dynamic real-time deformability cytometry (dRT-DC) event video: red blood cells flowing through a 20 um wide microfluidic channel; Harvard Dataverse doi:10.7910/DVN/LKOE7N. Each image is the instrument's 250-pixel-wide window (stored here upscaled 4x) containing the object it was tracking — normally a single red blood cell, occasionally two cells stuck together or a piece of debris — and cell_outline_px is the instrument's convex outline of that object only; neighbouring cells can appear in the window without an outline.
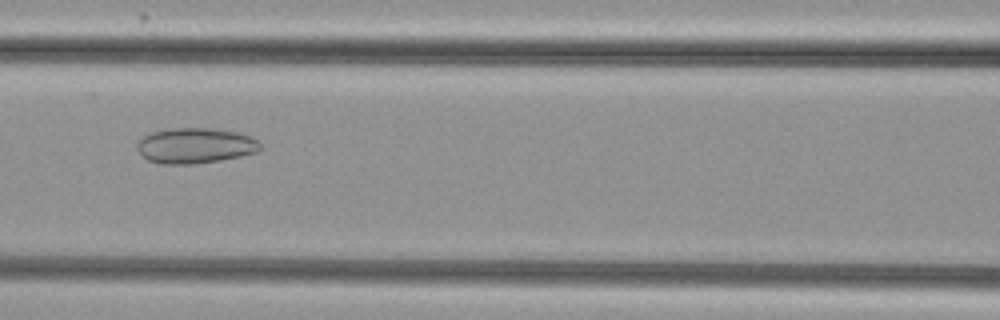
{"species": "common noctule bat (a hibernating species)", "species_latin": "Nyctalus noctula", "temperature_condition": "cold", "stored_images_in_passage": 38, "camera_frame_rate_fps": 3000, "um_per_image_px": 0.085, "animal": {"sex": "female", "body_mass_g": 29.2, "forearm_length_mm": 56.3}, "frame": {"image": 1, "passage_image": 8, "time_ms": 2.333, "image_size_px": [1000, 320], "cell_outline_px": [[260, 148], [256, 152], [240, 156], [220, 160], [192, 164], [164, 164], [148, 160], [136, 148], [136, 144], [144, 136], [152, 132], [168, 128], [208, 128], [236, 132], [252, 136], [260, 144]], "centroid_in_image_um": [16.58, 12.37], "position_along_channel_um": 150.0, "area_um2": 25.26}}
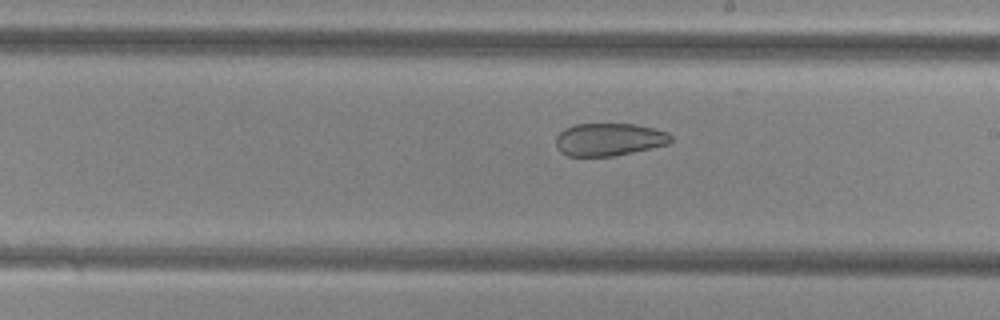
{"frame": {"image": 2, "passage_image": 15, "time_ms": 4.667, "image_size_px": [1000, 320], "cell_outline_px": [[672, 140], [668, 144], [632, 152], [612, 156], [568, 156], [560, 152], [556, 148], [556, 136], [564, 128], [576, 124], [636, 124], [668, 132], [672, 136]], "centroid_in_image_um": [51.75, 11.85], "position_along_channel_um": 237.3, "area_um2": 21.91}}
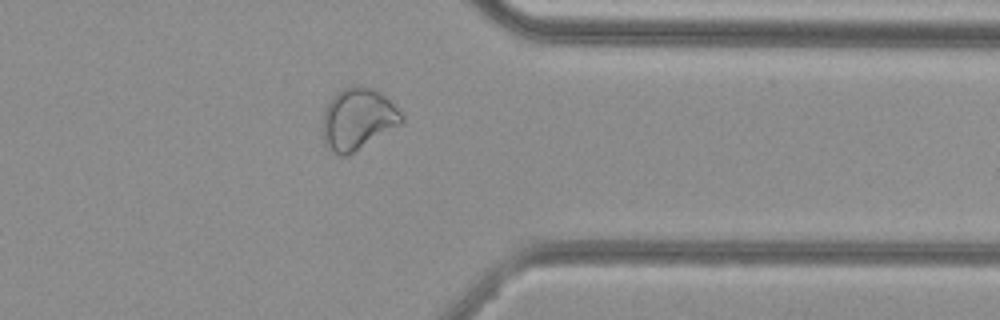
{"frame": {"image": 3, "passage_image": 27, "time_ms": 8.667, "image_size_px": [1000, 320], "cell_outline_px": [[404, 120], [400, 124], [352, 152], [344, 156], [340, 156], [332, 152], [324, 144], [320, 128], [324, 108], [332, 96], [336, 92], [352, 84], [364, 84], [372, 88], [384, 96], [404, 116]], "centroid_in_image_um": [30.33, 10.08], "position_along_channel_um": 381.1, "area_um2": 28.44}, "authors_computed_cell_mechanics": {"area_um2": 26.4724, "velocity_mm_per_s": 3.7554, "shape_relaxation_time_tau1_ms": null, "shape_relaxation_time_tau2_ms": 2.8148, "deformation_change_tau1": null, "deformation_change_tau2": 0.0799}}